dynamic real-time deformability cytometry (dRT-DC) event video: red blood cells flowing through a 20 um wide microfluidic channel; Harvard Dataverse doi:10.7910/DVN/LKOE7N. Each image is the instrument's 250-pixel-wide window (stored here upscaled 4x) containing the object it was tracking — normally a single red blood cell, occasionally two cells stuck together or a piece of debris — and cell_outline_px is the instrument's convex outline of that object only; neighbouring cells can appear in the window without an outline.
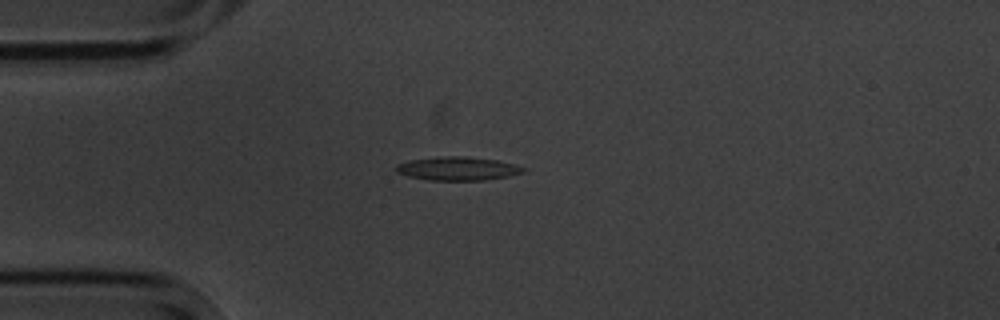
{"species": "common noctule bat (a hibernating species)", "species_latin": "Nyctalus noctula", "temperature_condition": "cold", "stored_images_in_passage": 1, "camera_frame_rate_fps": 3000, "um_per_image_px": 0.085, "animal": {"sex": "male", "body_mass_g": 20.1, "forearm_length_mm": 53.5}, "frame": {"image": 1, "passage_image": 1, "time_ms": 0.0, "image_size_px": [1000, 320], "cell_outline_px": [[528, 172], [508, 176], [484, 180], [428, 180], [408, 176], [396, 172], [396, 164], [412, 160], [452, 156], [460, 156], [496, 160], [528, 168]], "centroid_in_image_um": [38.95, 14.34], "position_along_channel_um": 46.0, "area_um2": 17.22}}